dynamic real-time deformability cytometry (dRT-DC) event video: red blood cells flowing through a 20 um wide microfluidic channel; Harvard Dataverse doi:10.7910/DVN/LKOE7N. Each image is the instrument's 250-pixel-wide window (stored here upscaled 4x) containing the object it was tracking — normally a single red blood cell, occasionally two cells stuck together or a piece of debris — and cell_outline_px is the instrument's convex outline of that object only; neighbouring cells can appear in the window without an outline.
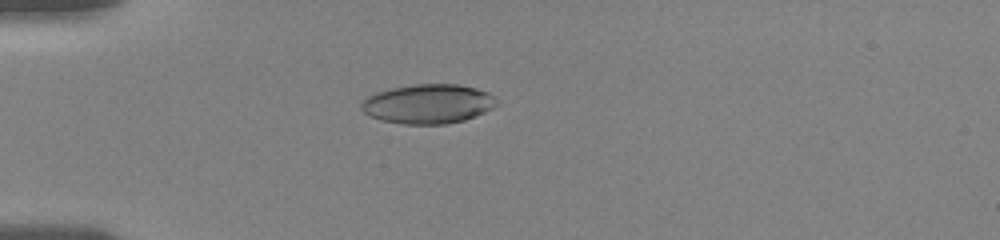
{"species": "human", "species_latin": "Homo sapiens", "temperature_condition": "room temperature", "stored_images_in_passage": 15, "camera_frame_rate_fps": 3000, "um_per_image_px": 0.085, "donor": {"sex": "female"}, "frame": {"image": 1, "passage_image": 13, "time_ms": 5.0, "image_size_px": [1000, 240], "cell_outline_px": [[500, 104], [476, 116], [464, 120], [444, 124], [404, 124], [380, 120], [368, 116], [360, 108], [360, 104], [368, 96], [376, 92], [392, 88], [416, 84], [456, 84], [476, 88], [488, 92], [496, 96], [500, 100]], "centroid_in_image_um": [36.42, 8.83], "position_along_channel_um": 48.6, "area_um2": 31.33}}
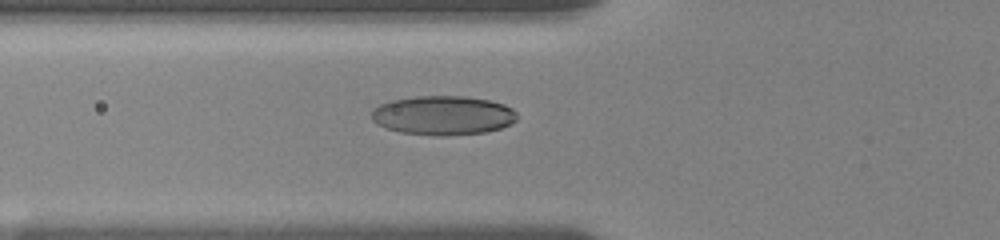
{"frame": {"image": 2, "passage_image": 15, "time_ms": 6.667, "image_size_px": [1000, 240], "cell_outline_px": [[516, 120], [500, 128], [484, 132], [444, 136], [436, 136], [400, 132], [376, 124], [372, 120], [372, 108], [380, 104], [392, 100], [416, 96], [468, 96], [488, 100], [504, 104], [512, 108], [516, 112]], "centroid_in_image_um": [37.63, 9.8], "position_along_channel_um": 88.2, "area_um2": 33.23}}